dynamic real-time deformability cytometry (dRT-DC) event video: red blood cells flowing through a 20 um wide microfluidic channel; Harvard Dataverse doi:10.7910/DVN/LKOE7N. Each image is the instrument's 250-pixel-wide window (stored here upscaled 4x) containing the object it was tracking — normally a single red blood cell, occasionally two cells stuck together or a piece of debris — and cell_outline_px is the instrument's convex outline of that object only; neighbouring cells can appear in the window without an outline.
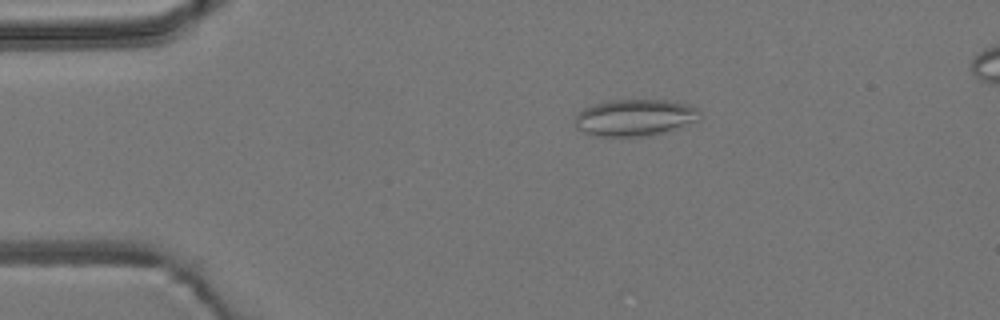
{"species": "common noctule bat (a hibernating species)", "species_latin": "Nyctalus noctula", "temperature_condition": "room temperature", "stored_images_in_passage": 45, "camera_frame_rate_fps": 3000, "um_per_image_px": 0.085, "animal": {"sex": "male", "body_mass_g": 19.2, "forearm_length_mm": 51.8}, "frame": {"image": 1, "passage_image": 1, "time_ms": 0.0, "image_size_px": [1000, 320], "cell_outline_px": [[700, 112], [696, 120], [664, 132], [648, 136], [596, 136], [584, 132], [576, 128], [576, 116], [584, 108], [608, 100], [664, 100], [688, 104], [696, 108]], "centroid_in_image_um": [53.93, 9.99], "position_along_channel_um": 31.1, "area_um2": 26.24}}
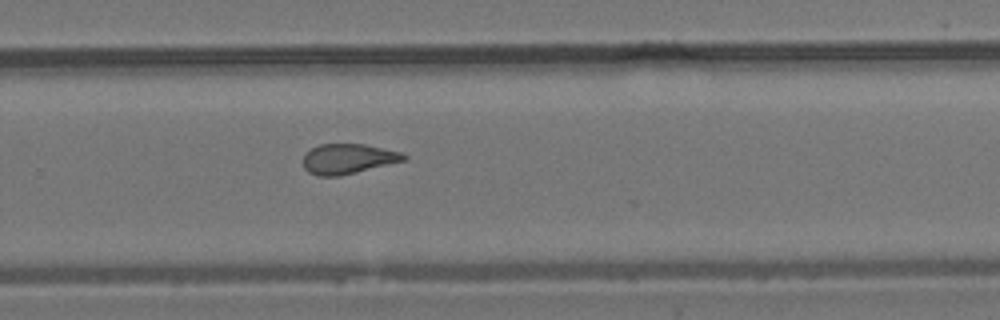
{"frame": {"image": 2, "passage_image": 26, "time_ms": 8.333, "image_size_px": [1000, 320], "cell_outline_px": [[408, 160], [340, 176], [316, 176], [308, 172], [304, 168], [304, 152], [320, 144], [364, 144], [400, 152], [408, 156]], "centroid_in_image_um": [29.58, 13.51], "position_along_channel_um": 300.2, "area_um2": 17.74}}
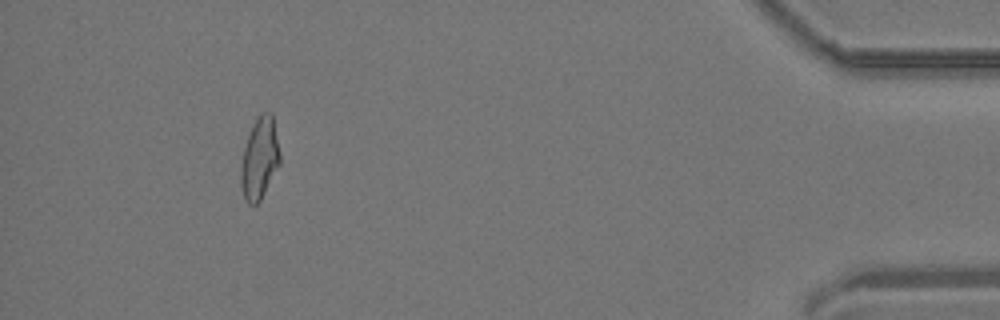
{"frame": {"image": 3, "passage_image": 40, "time_ms": 13.0, "image_size_px": [1000, 320], "cell_outline_px": [[280, 164], [260, 200], [256, 204], [248, 204], [244, 200], [240, 184], [240, 168], [244, 148], [252, 124], [256, 116], [260, 112], [272, 112], [280, 152]], "centroid_in_image_um": [22.06, 13.45], "position_along_channel_um": 413.1, "area_um2": 18.79}}